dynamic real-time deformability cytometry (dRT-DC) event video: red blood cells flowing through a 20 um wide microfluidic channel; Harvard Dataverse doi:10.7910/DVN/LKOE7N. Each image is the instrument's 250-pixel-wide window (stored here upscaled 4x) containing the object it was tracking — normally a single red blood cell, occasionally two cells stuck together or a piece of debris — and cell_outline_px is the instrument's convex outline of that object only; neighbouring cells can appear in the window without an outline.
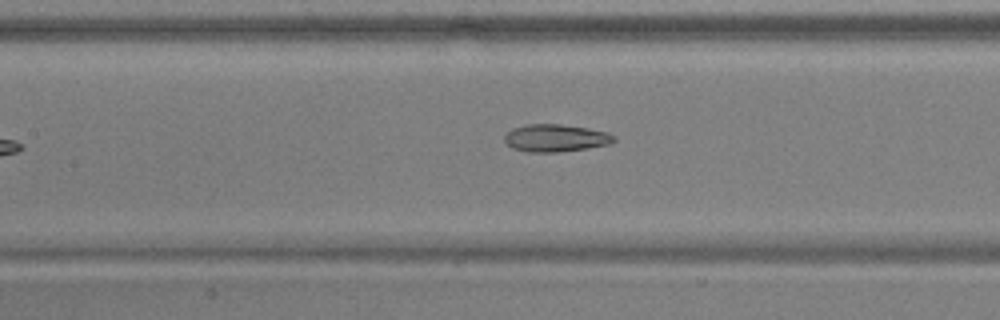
{"species": "common noctule bat (a hibernating species)", "species_latin": "Nyctalus noctula", "temperature_condition": "warm", "stored_images_in_passage": 5, "camera_frame_rate_fps": 3000, "um_per_image_px": 0.085, "animal": {"sex": "male", "body_mass_g": 17.9, "forearm_length_mm": 54.2}, "frame": {"image": 1, "passage_image": 5, "time_ms": 1.333, "image_size_px": [1000, 320], "cell_outline_px": [[616, 140], [612, 144], [556, 152], [528, 152], [512, 148], [504, 140], [504, 136], [512, 128], [528, 124], [560, 124], [608, 132], [616, 136]], "centroid_in_image_um": [47.23, 11.73], "position_along_channel_um": 160.2, "area_um2": 17.4}}